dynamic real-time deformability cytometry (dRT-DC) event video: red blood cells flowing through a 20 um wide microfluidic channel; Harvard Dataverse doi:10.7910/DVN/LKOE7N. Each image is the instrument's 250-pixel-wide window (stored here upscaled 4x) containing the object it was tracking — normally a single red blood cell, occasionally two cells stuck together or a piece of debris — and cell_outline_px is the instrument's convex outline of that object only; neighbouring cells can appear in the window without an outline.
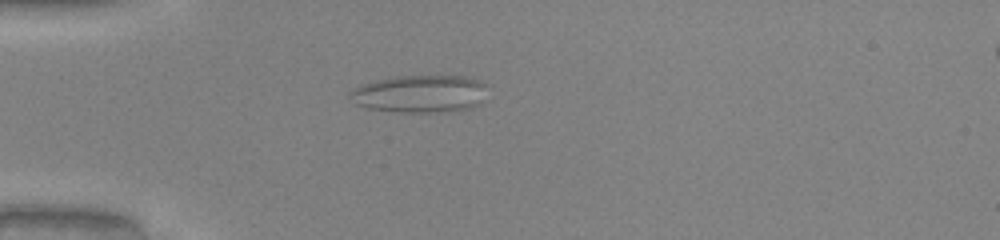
{"species": "common noctule bat (a hibernating species)", "species_latin": "Nyctalus noctula", "temperature_condition": "warm", "stored_images_in_passage": 53, "camera_frame_rate_fps": 3000, "um_per_image_px": 0.085, "animal": {"sex": "male", "body_mass_g": 20.0, "forearm_length_mm": 53.3}, "frame": {"image": 1, "passage_image": 16, "time_ms": 5.0, "image_size_px": [1000, 240], "cell_outline_px": [[484, 84], [480, 104], [472, 108], [444, 112], [396, 112], [364, 108], [356, 104], [348, 96], [348, 92], [352, 88], [360, 84], [376, 80], [396, 76], [468, 76], [480, 80]], "centroid_in_image_um": [35.62, 7.98], "position_along_channel_um": 49.4, "area_um2": 30.29}}
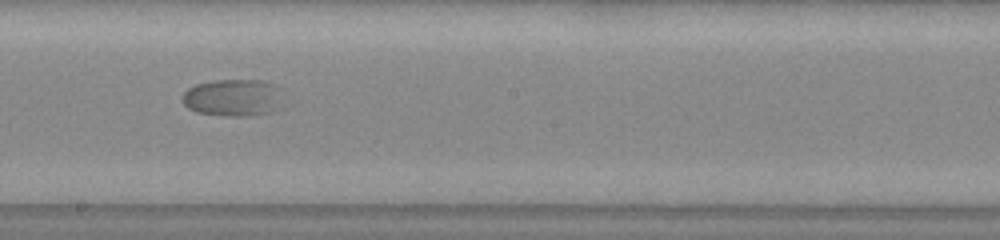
{"frame": {"image": 2, "passage_image": 31, "time_ms": 10.0, "image_size_px": [1000, 240], "cell_outline_px": [[284, 88], [268, 112], [244, 116], [228, 116], [196, 112], [188, 108], [184, 104], [184, 92], [188, 88], [196, 84], [216, 80], [264, 80], [276, 84]], "centroid_in_image_um": [19.75, 8.26], "position_along_channel_um": 228.4, "area_um2": 21.27}}
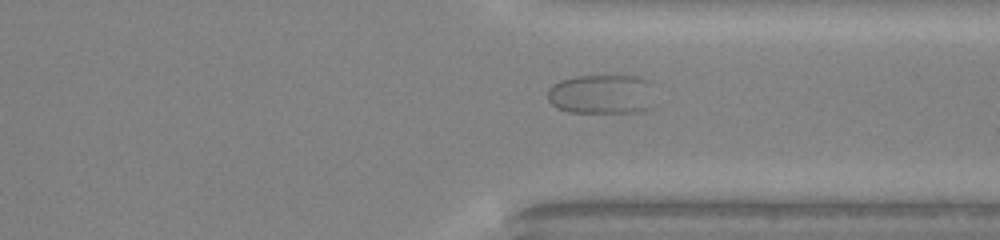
{"frame": {"image": 3, "passage_image": 41, "time_ms": 13.333, "image_size_px": [1000, 240], "cell_outline_px": [[652, 108], [640, 112], [568, 112], [556, 108], [548, 100], [548, 88], [552, 84], [560, 80], [572, 76], [624, 72], [640, 76], [652, 80]], "centroid_in_image_um": [51.2, 7.94], "position_along_channel_um": 360.2, "area_um2": 26.24}}